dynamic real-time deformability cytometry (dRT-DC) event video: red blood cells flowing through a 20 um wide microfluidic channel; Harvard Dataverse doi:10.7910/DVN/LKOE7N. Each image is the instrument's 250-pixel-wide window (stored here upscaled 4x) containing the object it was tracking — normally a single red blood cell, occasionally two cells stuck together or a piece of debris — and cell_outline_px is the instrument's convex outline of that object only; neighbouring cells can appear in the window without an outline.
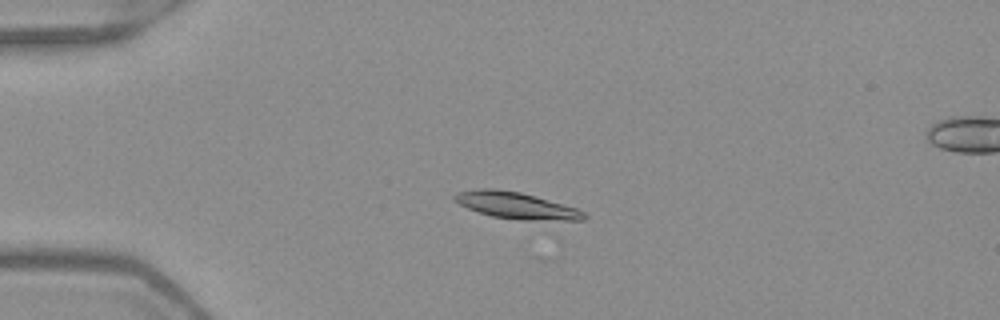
{"species": "Egyptian fruit bat (a non-hibernating species)", "species_latin": "Rousettus aegyptiacus", "temperature_condition": "warm", "stored_images_in_passage": 28, "camera_frame_rate_fps": 3000, "um_per_image_px": 0.085, "frame": {"image": 1, "passage_image": 14, "time_ms": 4.333, "image_size_px": [1000, 320], "cell_outline_px": [[588, 216], [584, 220], [520, 220], [492, 216], [468, 208], [452, 200], [452, 196], [456, 192], [476, 188], [492, 188], [520, 192], [576, 208], [584, 212]], "centroid_in_image_um": [43.83, 17.46], "position_along_channel_um": 41.2, "area_um2": 20.0}}
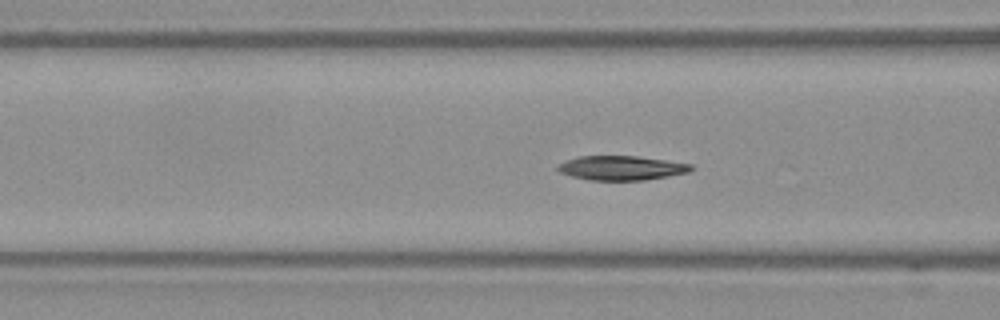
{"frame": {"image": 2, "passage_image": 22, "time_ms": 7.0, "image_size_px": [1000, 320], "cell_outline_px": [[696, 168], [688, 172], [668, 176], [644, 180], [588, 180], [572, 176], [560, 172], [556, 168], [556, 164], [564, 160], [576, 156], [636, 156], [692, 164]], "centroid_in_image_um": [52.78, 14.27], "position_along_channel_um": 113.8, "area_um2": 19.02}}
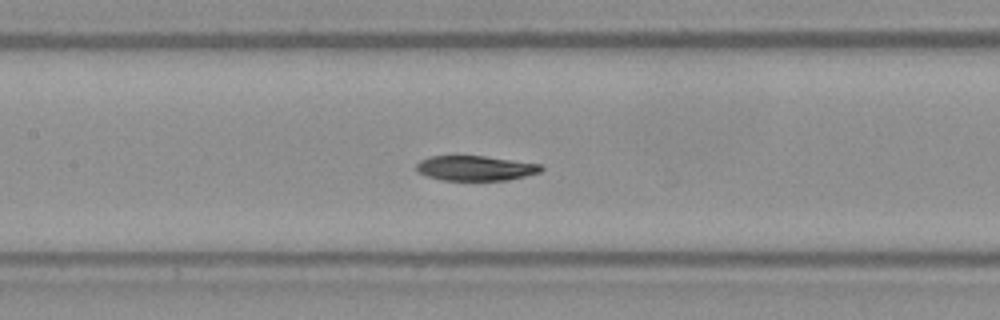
{"frame": {"image": 3, "passage_image": 26, "time_ms": 8.333, "image_size_px": [1000, 320], "cell_outline_px": [[544, 168], [540, 172], [508, 180], [440, 180], [416, 172], [416, 164], [420, 160], [428, 156], [484, 156], [540, 164]], "centroid_in_image_um": [40.37, 14.29], "position_along_channel_um": 167.0, "area_um2": 18.09}}